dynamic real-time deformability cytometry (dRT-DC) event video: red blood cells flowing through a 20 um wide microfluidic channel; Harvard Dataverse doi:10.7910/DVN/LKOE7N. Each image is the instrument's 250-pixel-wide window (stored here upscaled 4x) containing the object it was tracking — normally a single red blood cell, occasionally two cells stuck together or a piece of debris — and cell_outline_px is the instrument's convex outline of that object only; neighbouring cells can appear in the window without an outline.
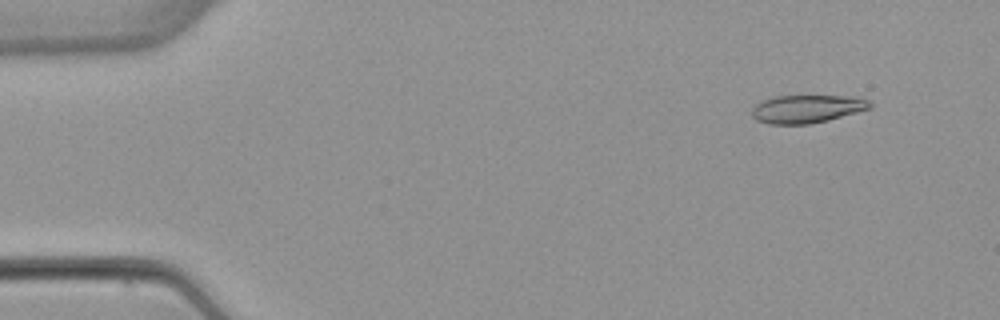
{"species": "common noctule bat (a hibernating species)", "species_latin": "Nyctalus noctula", "temperature_condition": "warm", "stored_images_in_passage": 4, "camera_frame_rate_fps": 3000, "um_per_image_px": 0.085, "animal": {"sex": "female", "body_mass_g": 22.7, "forearm_length_mm": 54.2}, "frame": {"image": 1, "passage_image": 1, "time_ms": 0.0, "image_size_px": [1000, 320], "cell_outline_px": [[872, 108], [828, 120], [808, 124], [768, 124], [756, 120], [752, 116], [752, 108], [756, 104], [764, 100], [776, 96], [856, 96], [868, 100], [872, 104]], "centroid_in_image_um": [68.6, 9.25], "position_along_channel_um": 16.4, "area_um2": 19.31}}
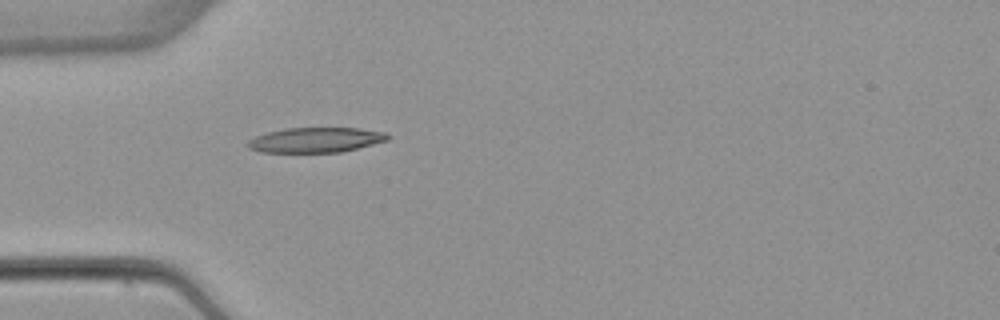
{"frame": {"image": 2, "passage_image": 4, "time_ms": 3.667, "image_size_px": [1000, 320], "cell_outline_px": [[392, 136], [388, 140], [340, 152], [260, 152], [248, 148], [248, 140], [256, 136], [268, 132], [288, 128], [356, 128], [384, 132]], "centroid_in_image_um": [26.83, 11.89], "position_along_channel_um": 58.2, "area_um2": 20.17}}